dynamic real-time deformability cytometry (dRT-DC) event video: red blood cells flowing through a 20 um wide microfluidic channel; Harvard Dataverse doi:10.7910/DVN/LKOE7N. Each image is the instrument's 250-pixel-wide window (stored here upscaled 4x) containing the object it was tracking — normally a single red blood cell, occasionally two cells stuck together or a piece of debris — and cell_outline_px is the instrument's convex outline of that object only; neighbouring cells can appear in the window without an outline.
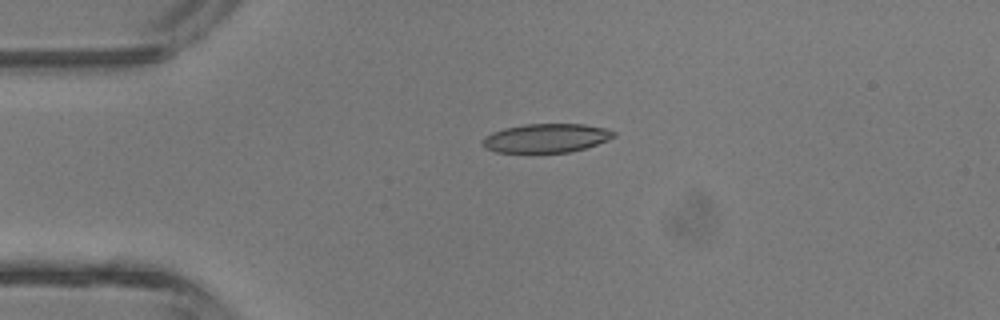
{"species": "common noctule bat (a hibernating species)", "species_latin": "Nyctalus noctula", "temperature_condition": "room temperature", "stored_images_in_passage": 3, "camera_frame_rate_fps": 3000, "um_per_image_px": 0.085, "animal": {"sex": "male", "body_mass_g": 13.3}, "frame": {"image": 1, "passage_image": 2, "time_ms": 2.0, "image_size_px": [1000, 320], "cell_outline_px": [[616, 136], [596, 144], [584, 148], [568, 152], [496, 152], [488, 148], [484, 144], [484, 136], [492, 132], [504, 128], [524, 124], [584, 124], [604, 128], [616, 132]], "centroid_in_image_um": [46.44, 11.72], "position_along_channel_um": 38.6, "area_um2": 21.73}}